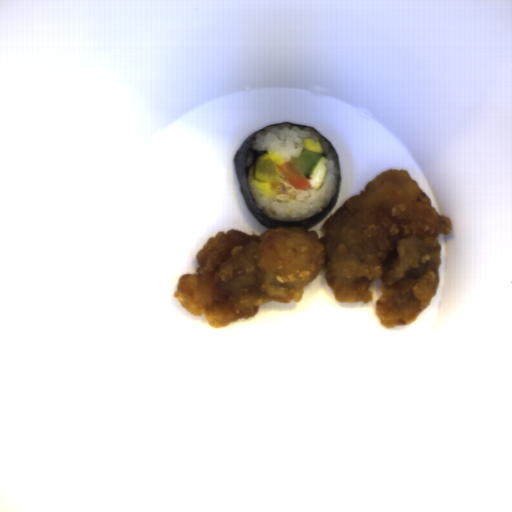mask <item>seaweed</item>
Listing matches in <instances>:
<instances>
[{"mask_svg": "<svg viewBox=\"0 0 512 512\" xmlns=\"http://www.w3.org/2000/svg\"><path fill=\"white\" fill-rule=\"evenodd\" d=\"M280 124H289V123H285L284 122V123H278V124H271V125H268V126L260 128L256 132H254L251 135H249L246 138V140L241 144V146L239 147L237 152L235 153V155H234V164H235L236 175H237V179H238L241 195L243 197V200H244V202L246 204V207H247L248 211L251 213V215L256 219V221L258 223L264 225L265 227H267L269 229L277 228V227H305L306 230L308 231L311 228H313L316 225H318L323 219H325L331 213L333 207L335 206V204L337 202L338 194H339V189H340V178H341V167H340V162H339V156H338V153L335 150L334 146L332 145V143L322 133H320L319 131H317L316 129H314L311 126H305V125H299V124L290 123V124H292V125H294V126H296L298 128H309V129L317 132L326 141H328L330 143V145H331V147H332V149H333V151H334V153H335V155L337 157V162H338L339 179H338L337 192L334 195V197L332 198V200L329 202V204L326 206V208L324 210H322L320 213H318L316 216H314L313 218L304 219V220H300V221H296V222H278L276 220L268 218L256 206V204H255V202L253 200V197H252V195H251V193L249 191L246 178H247V174H248L249 168L263 154H265V151H257V150L252 148L251 145H252V143L254 141L255 135L258 134L260 131L268 128V127H272V126H276V125H280Z\"/></svg>", "mask_w": 512, "mask_h": 512, "instance_id": "seaweed-1", "label": "seaweed"}]
</instances>
